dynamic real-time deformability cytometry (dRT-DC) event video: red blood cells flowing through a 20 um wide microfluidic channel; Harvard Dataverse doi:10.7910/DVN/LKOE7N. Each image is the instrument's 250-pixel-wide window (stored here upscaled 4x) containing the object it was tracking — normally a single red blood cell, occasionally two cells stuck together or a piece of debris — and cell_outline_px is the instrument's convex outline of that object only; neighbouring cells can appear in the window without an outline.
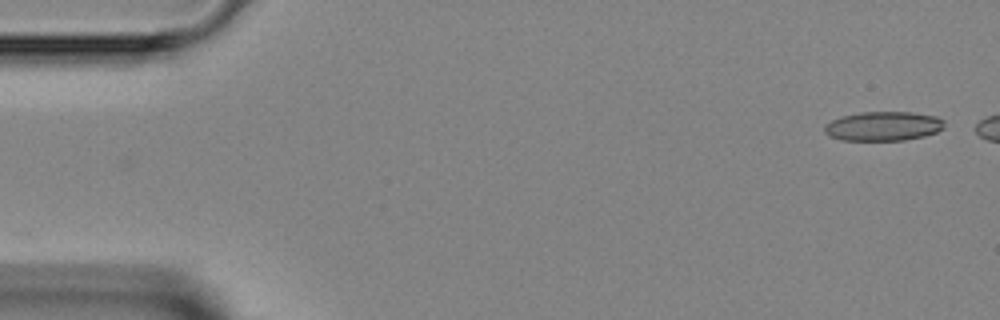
{"species": "Egyptian fruit bat (a non-hibernating species)", "species_latin": "Rousettus aegyptiacus", "temperature_condition": "room temperature", "stored_images_in_passage": 13, "camera_frame_rate_fps": 3000, "um_per_image_px": 0.085, "animal": {"sex": "female"}, "frame": {"image": 1, "passage_image": 1, "time_ms": 0.0, "image_size_px": [1000, 320], "cell_outline_px": [[944, 128], [936, 132], [924, 136], [904, 140], [840, 140], [828, 136], [824, 132], [824, 124], [840, 116], [860, 112], [912, 112], [936, 116], [944, 120]], "centroid_in_image_um": [75.05, 10.72], "position_along_channel_um": 10.0, "area_um2": 20.63}}
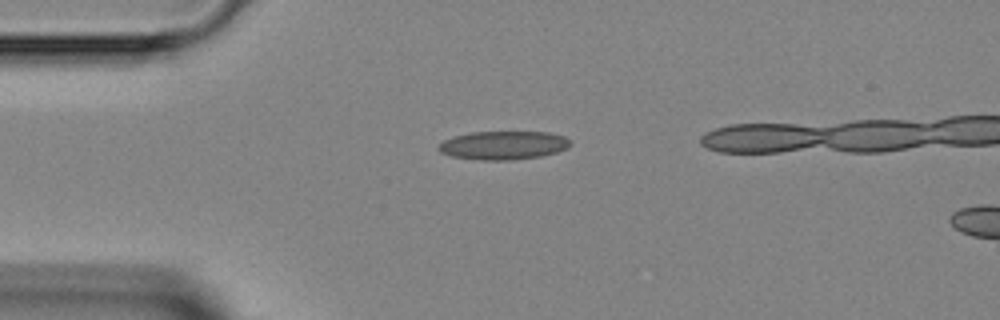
{"frame": {"image": 2, "passage_image": 10, "time_ms": 3.0, "image_size_px": [1000, 320], "cell_outline_px": [[572, 144], [568, 148], [556, 152], [540, 156], [512, 160], [480, 160], [452, 156], [440, 152], [436, 148], [444, 140], [452, 136], [472, 132], [548, 132], [564, 136]], "centroid_in_image_um": [42.77, 12.35], "position_along_channel_um": 42.2, "area_um2": 21.91}}